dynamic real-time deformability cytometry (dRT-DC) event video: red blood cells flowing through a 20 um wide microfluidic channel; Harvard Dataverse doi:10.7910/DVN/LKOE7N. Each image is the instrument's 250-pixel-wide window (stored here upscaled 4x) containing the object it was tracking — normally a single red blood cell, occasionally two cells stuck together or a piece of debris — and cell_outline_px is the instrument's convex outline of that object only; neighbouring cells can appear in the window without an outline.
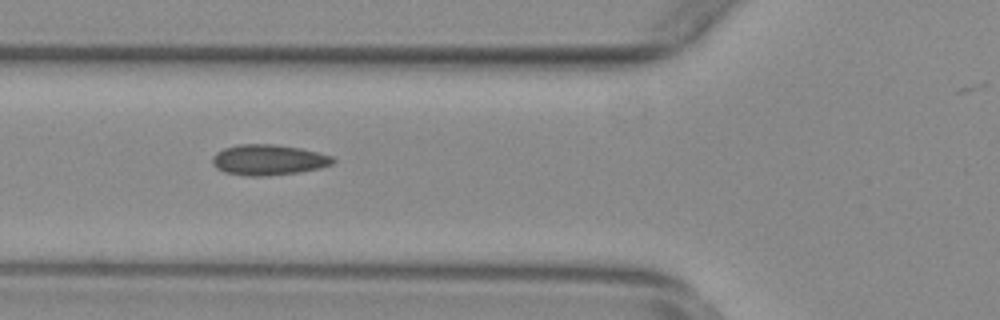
{"species": "common noctule bat (a hibernating species)", "species_latin": "Nyctalus noctula", "temperature_condition": "warm", "stored_images_in_passage": 32, "camera_frame_rate_fps": 3000, "um_per_image_px": 0.085, "animal": {"sex": "female", "body_mass_g": 29.2, "forearm_length_mm": 56.3}, "frame": {"image": 1, "passage_image": 4, "time_ms": 1.0, "image_size_px": [1000, 320], "cell_outline_px": [[336, 160], [332, 164], [320, 168], [300, 172], [268, 176], [244, 176], [224, 172], [216, 168], [212, 164], [212, 156], [216, 152], [224, 148], [236, 144], [276, 144], [300, 148], [332, 156]], "centroid_in_image_um": [22.78, 13.59], "position_along_channel_um": 103.0, "area_um2": 21.73}}
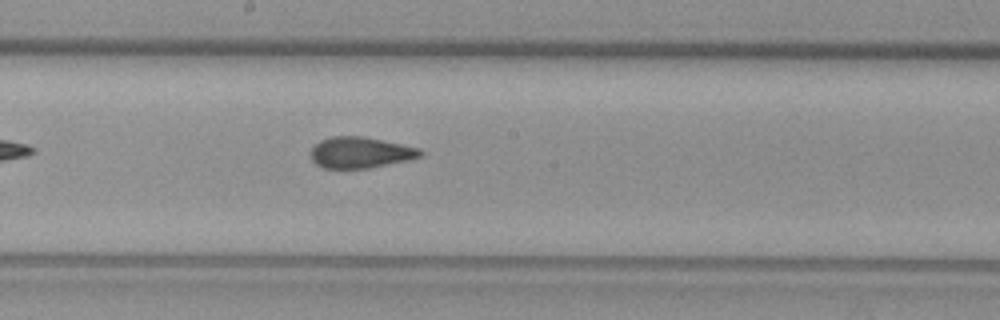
{"frame": {"image": 2, "passage_image": 13, "time_ms": 4.0, "image_size_px": [1000, 320], "cell_outline_px": [[424, 152], [420, 156], [408, 160], [368, 168], [324, 168], [316, 164], [312, 160], [312, 148], [320, 140], [332, 136], [360, 136], [420, 148]], "centroid_in_image_um": [30.62, 12.96], "position_along_channel_um": 217.6, "area_um2": 19.54}}
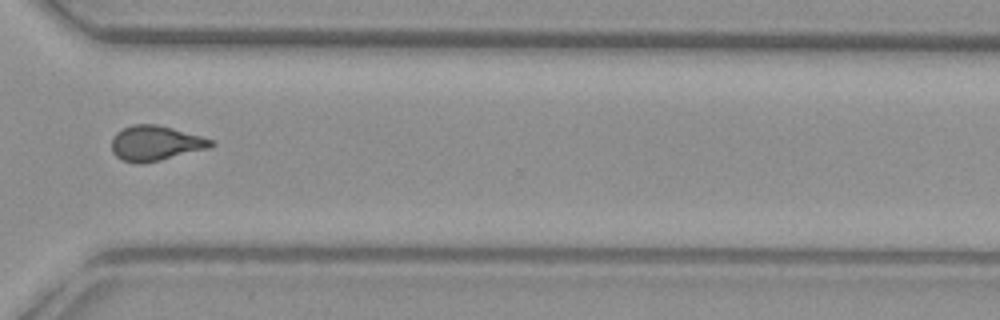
{"frame": {"image": 3, "passage_image": 24, "time_ms": 7.667, "image_size_px": [1000, 320], "cell_outline_px": [[216, 144], [208, 148], [160, 160], [140, 164], [136, 164], [120, 160], [112, 152], [112, 136], [116, 132], [132, 124], [156, 124], [172, 128], [200, 136], [212, 140]], "centroid_in_image_um": [13.16, 12.18], "position_along_channel_um": 357.4, "area_um2": 20.23}, "authors_computed_cell_mechanics": {"area_um2": 20.1144, "velocity_mm_per_s": 3.8164, "shape_relaxation_time_tau1_ms": null, "shape_relaxation_time_tau2_ms": 1.4608, "deformation_change_tau1": null, "deformation_change_tau2": 0.0664}}